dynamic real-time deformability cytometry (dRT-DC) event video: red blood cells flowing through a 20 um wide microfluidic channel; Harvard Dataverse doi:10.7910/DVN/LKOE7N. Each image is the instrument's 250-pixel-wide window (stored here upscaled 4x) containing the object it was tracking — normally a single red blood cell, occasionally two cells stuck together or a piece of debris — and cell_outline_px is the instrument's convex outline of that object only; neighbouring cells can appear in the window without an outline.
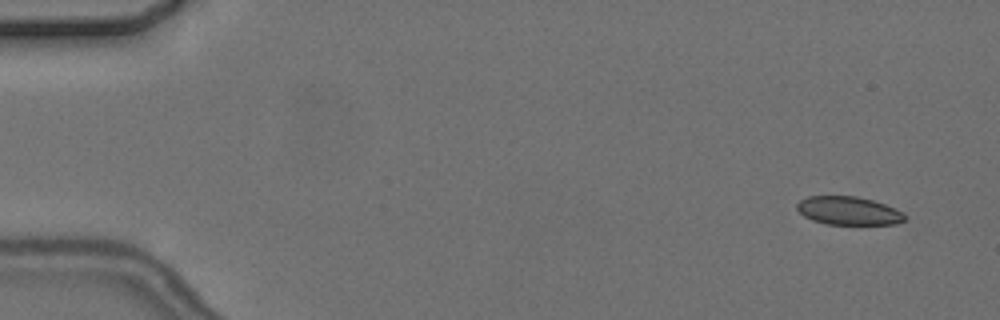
{"species": "common noctule bat (a hibernating species)", "species_latin": "Nyctalus noctula", "temperature_condition": "cold", "stored_images_in_passage": 5, "camera_frame_rate_fps": 3000, "um_per_image_px": 0.085, "animal": {"sex": "female", "body_mass_g": 24.6, "forearm_length_mm": 56.2}, "frame": {"image": 1, "passage_image": 1, "time_ms": 0.0, "image_size_px": [1000, 320], "cell_outline_px": [[908, 220], [896, 224], [828, 224], [812, 220], [804, 216], [796, 208], [796, 204], [800, 200], [808, 196], [856, 196], [872, 200], [884, 204], [908, 216]], "centroid_in_image_um": [72.12, 17.92], "position_along_channel_um": 12.9, "area_um2": 17.74}}
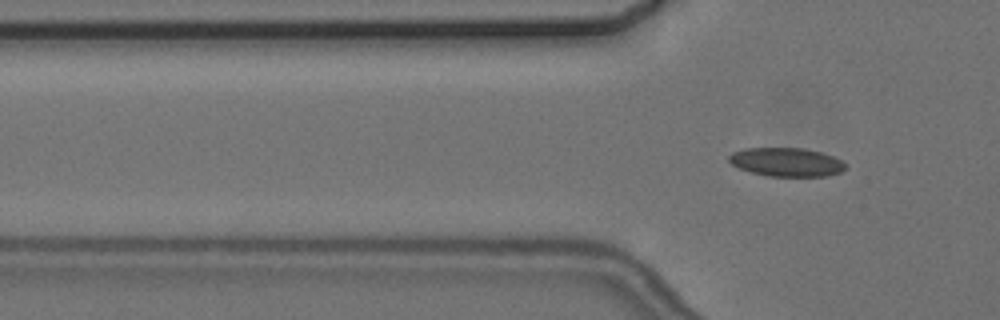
{"frame": {"image": 2, "passage_image": 5, "time_ms": 4.667, "image_size_px": [1000, 320], "cell_outline_px": [[848, 168], [840, 172], [828, 176], [768, 176], [752, 172], [740, 168], [732, 164], [728, 160], [728, 156], [732, 152], [744, 148], [804, 148], [820, 152], [832, 156], [840, 160]], "centroid_in_image_um": [66.84, 13.77], "position_along_channel_um": 59.0, "area_um2": 19.42}}